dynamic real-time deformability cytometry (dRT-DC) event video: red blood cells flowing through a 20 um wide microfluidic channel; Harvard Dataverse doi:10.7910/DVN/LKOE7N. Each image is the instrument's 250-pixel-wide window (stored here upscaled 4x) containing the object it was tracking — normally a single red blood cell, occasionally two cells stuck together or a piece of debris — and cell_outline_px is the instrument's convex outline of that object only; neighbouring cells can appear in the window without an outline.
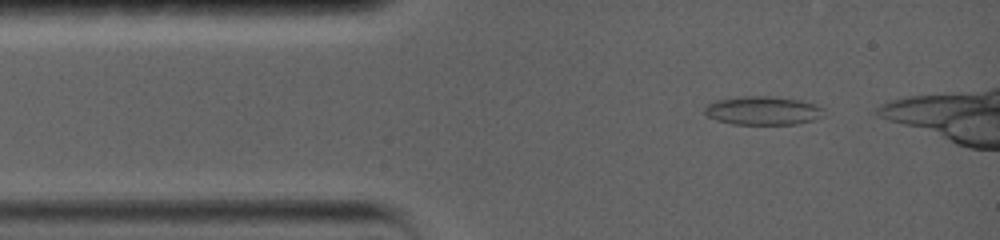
{"species": "common noctule bat (a hibernating species)", "species_latin": "Nyctalus noctula", "temperature_condition": "warm", "stored_images_in_passage": 24, "camera_frame_rate_fps": 5000, "um_per_image_px": 0.085, "animal": {"sex": "female", "body_mass_g": 19.0, "forearm_length_mm": 56.7}, "frame": {"image": 1, "passage_image": 1, "time_ms": 0.0, "image_size_px": [1000, 240], "cell_outline_px": [[824, 116], [816, 120], [796, 124], [732, 124], [716, 120], [708, 116], [704, 112], [704, 108], [708, 104], [716, 100], [740, 96], [772, 96], [800, 100], [816, 104], [824, 108]], "centroid_in_image_um": [64.88, 9.4], "position_along_channel_um": 20.1, "area_um2": 20.11}}
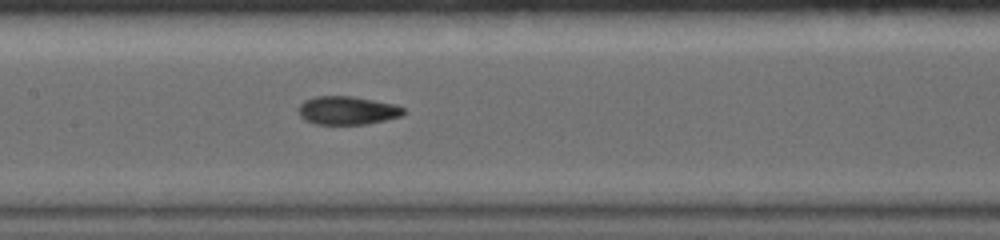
{"frame": {"image": 2, "passage_image": 10, "time_ms": 5.4, "image_size_px": [1000, 240], "cell_outline_px": [[404, 112], [400, 116], [368, 124], [316, 124], [304, 120], [300, 116], [300, 104], [304, 100], [316, 96], [352, 96], [396, 104], [404, 108]], "centroid_in_image_um": [29.52, 9.38], "position_along_channel_um": 177.9, "area_um2": 17.28}}
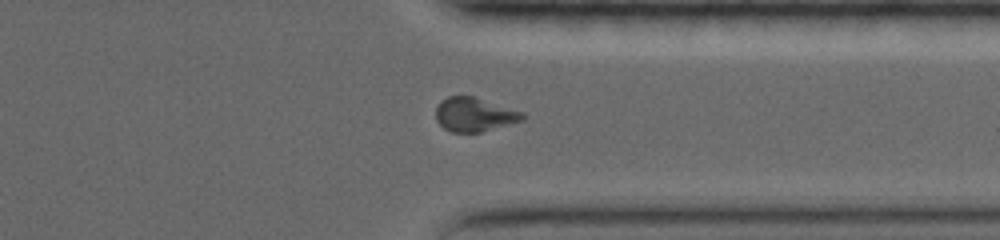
{"frame": {"image": 3, "passage_image": 20, "time_ms": 10.8, "image_size_px": [1000, 240], "cell_outline_px": [[524, 120], [480, 132], [452, 132], [444, 128], [436, 120], [436, 108], [448, 96], [472, 96], [524, 112]], "centroid_in_image_um": [40.33, 9.74], "position_along_channel_um": 371.1, "area_um2": 16.88}}